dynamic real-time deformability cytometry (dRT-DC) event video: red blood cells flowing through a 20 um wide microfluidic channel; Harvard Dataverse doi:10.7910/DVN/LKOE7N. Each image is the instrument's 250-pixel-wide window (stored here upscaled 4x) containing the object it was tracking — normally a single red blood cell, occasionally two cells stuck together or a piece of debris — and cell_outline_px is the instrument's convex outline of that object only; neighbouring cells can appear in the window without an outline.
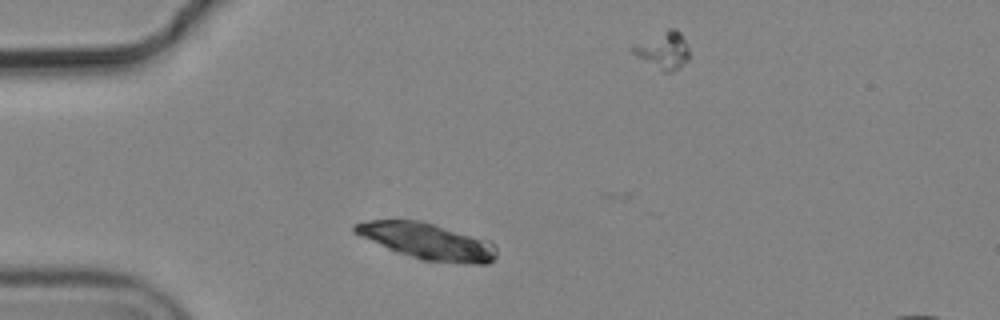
{"species": "common noctule bat (a hibernating species)", "species_latin": "Nyctalus noctula", "temperature_condition": "cold", "stored_images_in_passage": 2, "camera_frame_rate_fps": 3000, "um_per_image_px": 0.085, "animal": {"sex": "male", "body_mass_g": 19.2, "forearm_length_mm": 51.8}, "frame": {"image": 1, "passage_image": 1, "time_ms": 0.0, "image_size_px": [1000, 320], "cell_outline_px": [[496, 256], [488, 264], [472, 264], [420, 260], [388, 248], [360, 236], [352, 232], [352, 224], [368, 220], [420, 220], [492, 240], [496, 248]], "centroid_in_image_um": [36.35, 20.5], "position_along_channel_um": 48.6, "area_um2": 30.17}}